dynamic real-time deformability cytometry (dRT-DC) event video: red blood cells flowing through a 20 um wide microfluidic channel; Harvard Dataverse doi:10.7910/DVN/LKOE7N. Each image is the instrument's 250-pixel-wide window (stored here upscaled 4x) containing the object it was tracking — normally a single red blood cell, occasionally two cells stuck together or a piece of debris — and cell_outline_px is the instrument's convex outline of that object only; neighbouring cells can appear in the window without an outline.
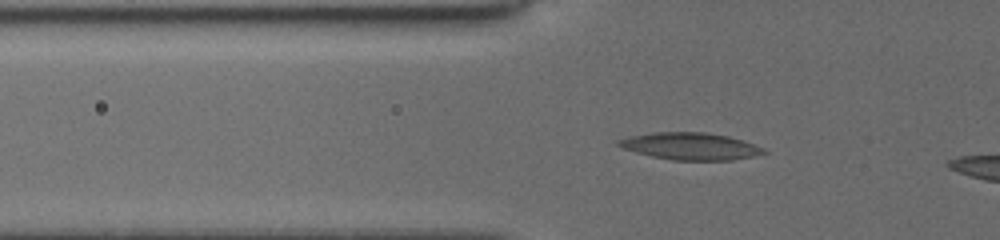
{"species": "common noctule bat (a hibernating species)", "species_latin": "Nyctalus noctula", "temperature_condition": "cold", "stored_images_in_passage": 13, "camera_frame_rate_fps": 3000, "um_per_image_px": 0.085, "animal": {"sex": "female", "body_mass_g": 19.5, "forearm_length_mm": 54.1}, "frame": {"image": 1, "passage_image": 10, "time_ms": 3.0, "image_size_px": [1000, 240], "cell_outline_px": [[768, 152], [756, 156], [732, 160], [672, 160], [652, 156], [636, 152], [624, 148], [616, 144], [616, 140], [628, 136], [656, 132], [704, 132], [728, 136], [764, 148]], "centroid_in_image_um": [58.67, 12.43], "position_along_channel_um": 67.1, "area_um2": 22.83}}